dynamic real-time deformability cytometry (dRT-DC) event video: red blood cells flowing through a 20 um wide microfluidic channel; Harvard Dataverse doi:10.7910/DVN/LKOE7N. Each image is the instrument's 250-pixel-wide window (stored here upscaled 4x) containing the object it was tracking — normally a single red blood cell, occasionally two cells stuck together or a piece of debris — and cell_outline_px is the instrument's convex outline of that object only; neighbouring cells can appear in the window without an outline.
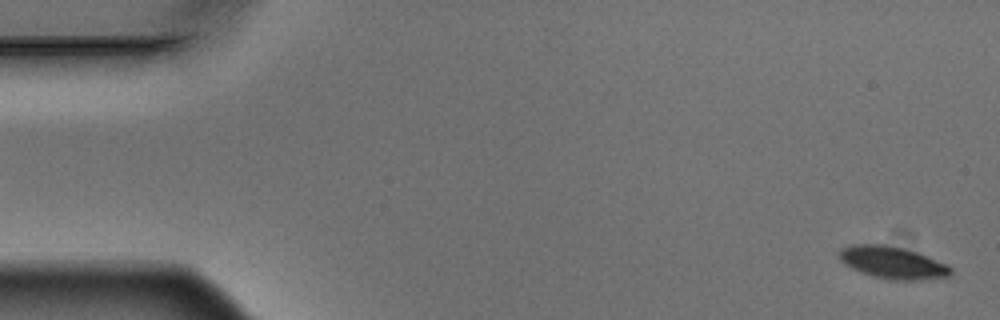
{"species": "Egyptian fruit bat (a non-hibernating species)", "species_latin": "Rousettus aegyptiacus", "temperature_condition": "warm", "stored_images_in_passage": 5, "camera_frame_rate_fps": 3000, "um_per_image_px": 0.085, "animal": {"sex": "male"}, "frame": {"image": 1, "passage_image": 5, "time_ms": 1.333, "image_size_px": [1000, 320], "cell_outline_px": [[952, 272], [948, 276], [920, 280], [892, 280], [872, 276], [860, 272], [844, 264], [840, 260], [840, 248], [852, 244], [884, 244], [916, 252], [948, 264], [952, 268]], "centroid_in_image_um": [75.86, 22.32], "position_along_channel_um": 9.1, "area_um2": 20.87}}